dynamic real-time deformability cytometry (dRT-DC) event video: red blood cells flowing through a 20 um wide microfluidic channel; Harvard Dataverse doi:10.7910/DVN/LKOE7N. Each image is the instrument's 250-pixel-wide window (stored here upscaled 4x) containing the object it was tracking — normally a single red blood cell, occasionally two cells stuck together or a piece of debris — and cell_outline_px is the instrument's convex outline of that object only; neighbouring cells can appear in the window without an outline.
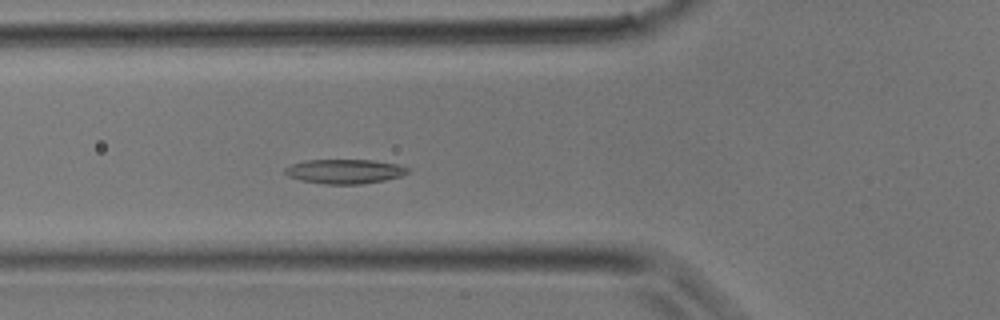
{"species": "common noctule bat (a hibernating species)", "species_latin": "Nyctalus noctula", "temperature_condition": "room temperature", "stored_images_in_passage": 28, "camera_frame_rate_fps": 3000, "um_per_image_px": 0.085, "animal": {"sex": "male", "body_mass_g": 17.9}, "frame": {"image": 1, "passage_image": 5, "time_ms": 1.333, "image_size_px": [1000, 320], "cell_outline_px": [[412, 168], [408, 172], [400, 176], [384, 180], [360, 184], [324, 184], [300, 180], [288, 176], [284, 172], [284, 168], [292, 164], [304, 160], [372, 160], [396, 164]], "centroid_in_image_um": [29.28, 14.56], "position_along_channel_um": 96.5, "area_um2": 17.46}}
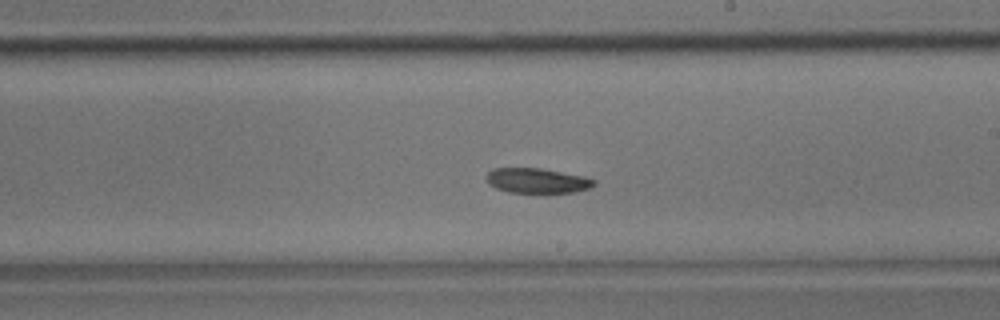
{"frame": {"image": 2, "passage_image": 13, "time_ms": 4.0, "image_size_px": [1000, 320], "cell_outline_px": [[596, 184], [588, 188], [576, 192], [508, 192], [496, 188], [488, 184], [488, 172], [492, 168], [540, 168], [584, 176], [596, 180]], "centroid_in_image_um": [45.67, 15.35], "position_along_channel_um": 243.3, "area_um2": 15.49}}
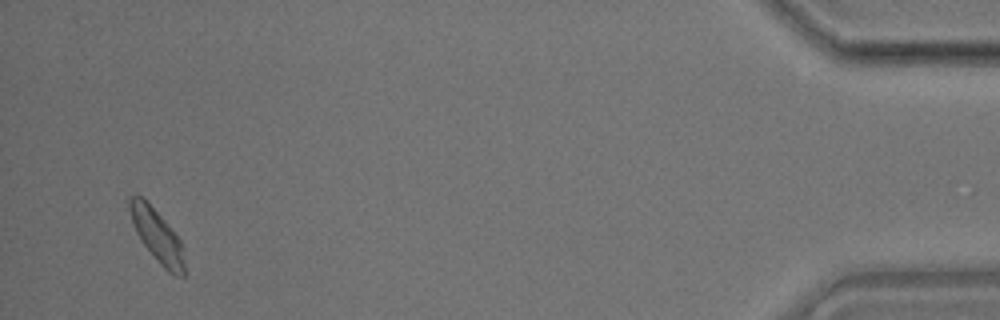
{"frame": {"image": 3, "passage_image": 27, "time_ms": 8.667, "image_size_px": [1000, 320], "cell_outline_px": [[184, 276], [176, 276], [168, 272], [160, 264], [140, 240], [132, 224], [128, 208], [128, 200], [132, 196], [140, 196], [164, 220], [180, 240], [184, 248]], "centroid_in_image_um": [13.35, 20.07], "position_along_channel_um": 421.8, "area_um2": 16.59}}